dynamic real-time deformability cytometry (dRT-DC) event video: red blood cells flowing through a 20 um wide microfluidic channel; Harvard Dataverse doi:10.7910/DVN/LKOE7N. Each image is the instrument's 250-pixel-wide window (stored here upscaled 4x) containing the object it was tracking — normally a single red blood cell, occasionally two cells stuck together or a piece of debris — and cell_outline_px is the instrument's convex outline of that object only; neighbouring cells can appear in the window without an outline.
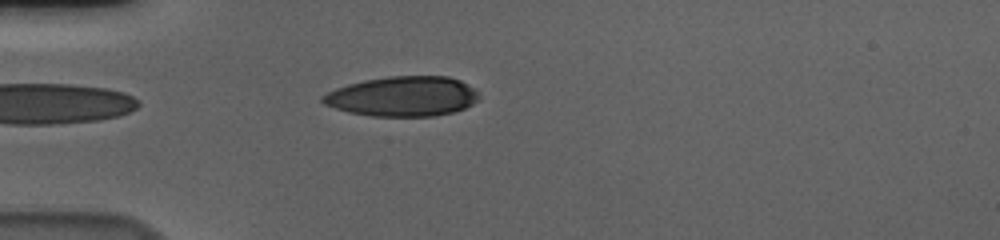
{"species": "human", "species_latin": "Homo sapiens", "temperature_condition": "cold", "stored_images_in_passage": 41, "camera_frame_rate_fps": 3000, "um_per_image_px": 0.085, "donor": {"sex": "male"}, "frame": {"image": 1, "passage_image": 1, "time_ms": 0.0, "image_size_px": [1000, 240], "cell_outline_px": [[480, 96], [472, 104], [464, 108], [452, 112], [436, 116], [372, 116], [348, 112], [324, 104], [320, 100], [320, 96], [336, 88], [348, 84], [364, 80], [388, 76], [448, 76], [460, 80], [472, 88]], "centroid_in_image_um": [34.2, 8.19], "position_along_channel_um": 50.8, "area_um2": 36.3}}
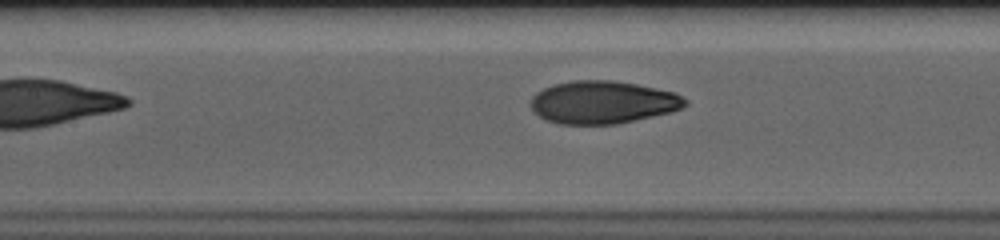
{"frame": {"image": 2, "passage_image": 11, "time_ms": 3.333, "image_size_px": [1000, 240], "cell_outline_px": [[688, 104], [684, 108], [672, 112], [616, 124], [556, 124], [544, 120], [532, 112], [532, 96], [536, 92], [544, 88], [556, 84], [572, 80], [612, 80], [636, 84], [676, 92], [688, 100]], "centroid_in_image_um": [51.25, 8.7], "position_along_channel_um": 156.1, "area_um2": 38.78}}
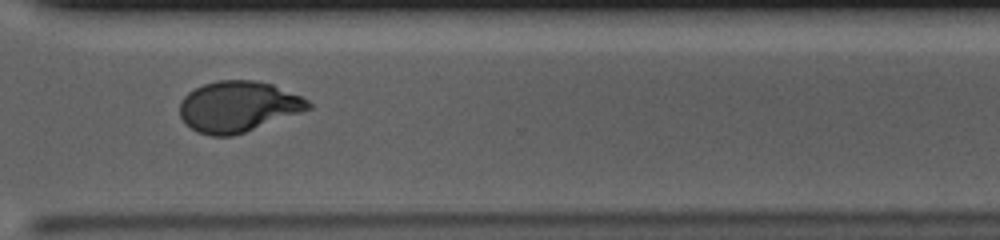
{"frame": {"image": 3, "passage_image": 27, "time_ms": 8.667, "image_size_px": [1000, 240], "cell_outline_px": [[312, 108], [244, 132], [232, 136], [212, 136], [196, 132], [184, 124], [180, 116], [180, 104], [184, 96], [188, 92], [204, 84], [220, 80], [252, 80], [272, 84], [300, 96], [308, 100], [312, 104]], "centroid_in_image_um": [20.21, 9.06], "position_along_channel_um": 350.4, "area_um2": 37.86}, "authors_computed_cell_mechanics": {"area_um2": 37.9746, "velocity_mm_per_s": 3.6487, "shape_relaxation_time_tau1_ms": 5.9114, "shape_relaxation_time_tau2_ms": 1.1734, "deformation_change_tau1": 0.2106, "deformation_change_tau2": 0.0635}}